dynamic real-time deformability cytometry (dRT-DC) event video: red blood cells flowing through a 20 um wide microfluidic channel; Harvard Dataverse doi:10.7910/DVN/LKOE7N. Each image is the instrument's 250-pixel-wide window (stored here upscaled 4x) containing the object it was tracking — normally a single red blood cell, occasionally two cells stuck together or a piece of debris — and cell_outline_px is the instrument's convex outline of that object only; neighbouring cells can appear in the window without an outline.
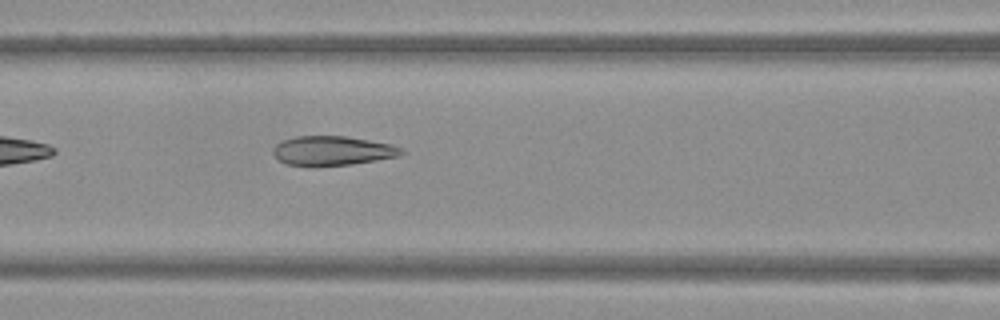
{"species": "Egyptian fruit bat (a non-hibernating species)", "species_latin": "Rousettus aegyptiacus", "temperature_condition": "warm", "stored_images_in_passage": 33, "camera_frame_rate_fps": 3000, "um_per_image_px": 0.085, "frame": {"image": 1, "passage_image": 6, "time_ms": 1.667, "image_size_px": [1000, 320], "cell_outline_px": [[408, 152], [400, 156], [352, 164], [316, 168], [308, 168], [284, 164], [272, 152], [272, 148], [276, 144], [284, 140], [296, 136], [344, 136], [392, 144]], "centroid_in_image_um": [28.23, 12.85], "position_along_channel_um": 138.4, "area_um2": 22.54}}
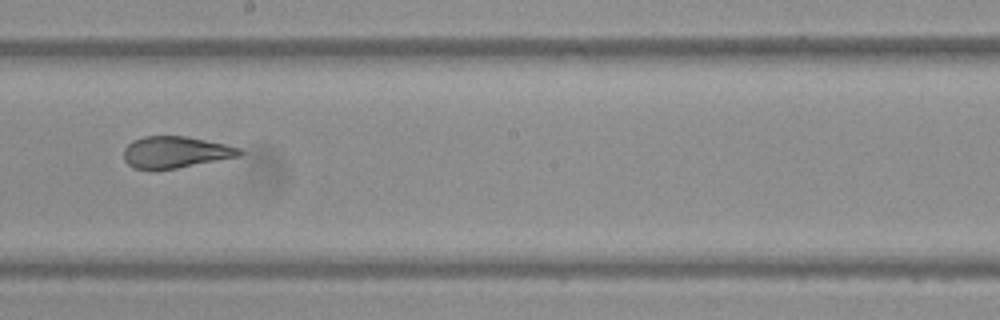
{"frame": {"image": 2, "passage_image": 13, "time_ms": 4.0, "image_size_px": [1000, 320], "cell_outline_px": [[244, 152], [240, 156], [176, 168], [132, 168], [124, 160], [124, 148], [132, 140], [144, 136], [184, 136], [224, 144], [240, 148]], "centroid_in_image_um": [14.9, 12.92], "position_along_channel_um": 233.3, "area_um2": 20.98}}
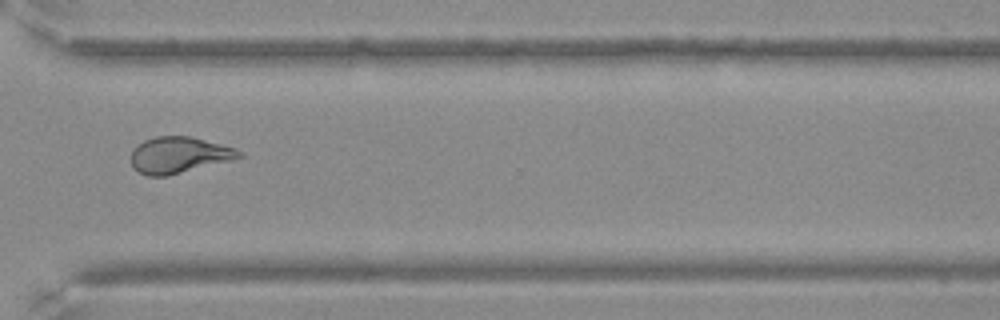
{"frame": {"image": 3, "passage_image": 22, "time_ms": 7.0, "image_size_px": [1000, 320], "cell_outline_px": [[244, 156], [232, 160], [168, 176], [148, 176], [132, 168], [132, 152], [144, 140], [156, 136], [192, 136], [236, 148], [244, 152]], "centroid_in_image_um": [15.26, 13.18], "position_along_channel_um": 355.3, "area_um2": 22.89}}